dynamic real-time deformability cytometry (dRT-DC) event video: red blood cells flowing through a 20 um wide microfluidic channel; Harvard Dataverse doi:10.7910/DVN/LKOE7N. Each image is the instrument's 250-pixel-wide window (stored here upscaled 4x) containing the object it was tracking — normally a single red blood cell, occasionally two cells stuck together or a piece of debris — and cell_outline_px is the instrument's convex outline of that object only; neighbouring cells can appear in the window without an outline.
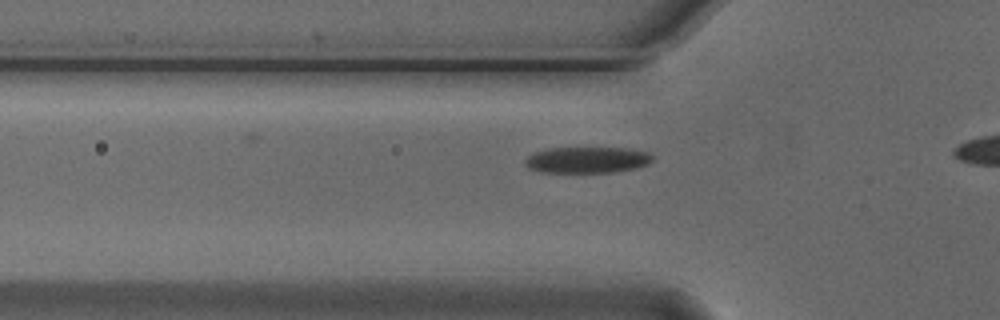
{"species": "Egyptian fruit bat (a non-hibernating species)", "species_latin": "Rousettus aegyptiacus", "temperature_condition": "cold", "stored_images_in_passage": 28, "camera_frame_rate_fps": 3000, "um_per_image_px": 0.085, "animal": {"sex": "male"}, "frame": {"image": 1, "passage_image": 12, "time_ms": 3.667, "image_size_px": [1000, 320], "cell_outline_px": [[652, 160], [648, 164], [636, 168], [612, 172], [544, 172], [528, 168], [524, 164], [524, 160], [528, 156], [536, 152], [548, 148], [628, 148], [648, 152], [652, 156]], "centroid_in_image_um": [49.9, 13.59], "position_along_channel_um": 75.9, "area_um2": 19.36}}
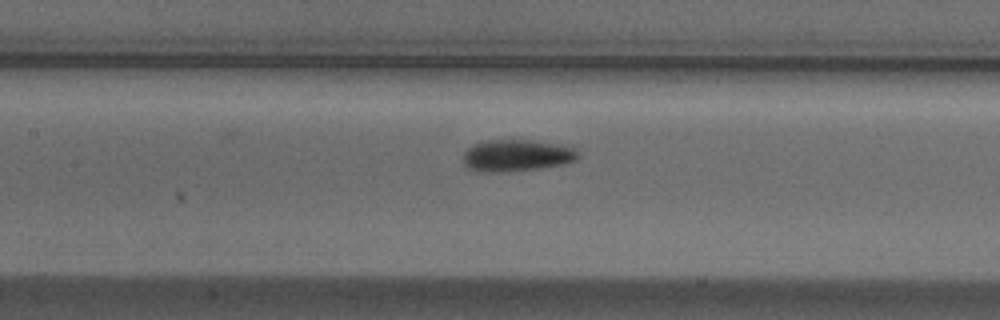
{"frame": {"image": 2, "passage_image": 19, "time_ms": 6.0, "image_size_px": [1000, 320], "cell_outline_px": [[580, 156], [576, 160], [564, 164], [536, 168], [500, 172], [480, 172], [468, 168], [464, 164], [464, 152], [472, 144], [488, 140], [532, 140], [556, 144], [572, 148]], "centroid_in_image_um": [43.87, 13.21], "position_along_channel_um": 163.5, "area_um2": 21.04}}
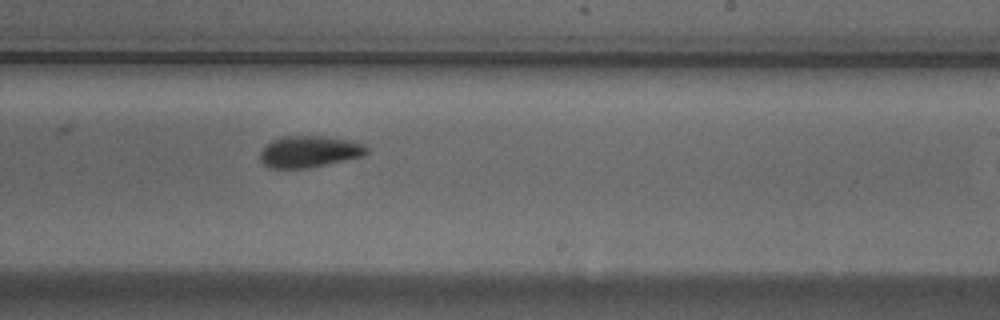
{"frame": {"image": 3, "passage_image": 27, "time_ms": 8.667, "image_size_px": [1000, 320], "cell_outline_px": [[368, 152], [364, 156], [308, 168], [268, 168], [260, 160], [260, 152], [272, 140], [284, 136], [324, 136], [352, 140], [364, 144], [368, 148]], "centroid_in_image_um": [26.32, 12.88], "position_along_channel_um": 262.7, "area_um2": 19.65}}